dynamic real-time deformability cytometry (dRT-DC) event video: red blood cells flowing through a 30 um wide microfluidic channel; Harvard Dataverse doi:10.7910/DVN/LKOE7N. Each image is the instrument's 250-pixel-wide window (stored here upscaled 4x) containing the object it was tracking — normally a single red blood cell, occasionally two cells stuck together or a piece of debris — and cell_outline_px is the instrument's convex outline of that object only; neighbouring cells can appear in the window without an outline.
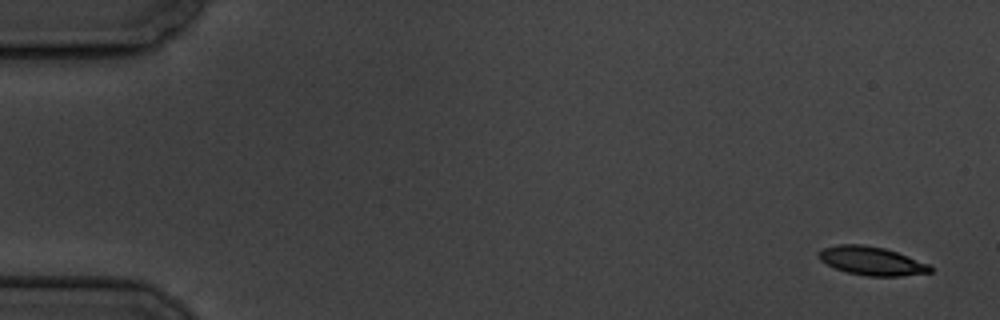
{"species": "common noctule bat (a hibernating species)", "species_latin": "Nyctalus noctula", "temperature_condition": "cold", "stored_images_in_passage": 5, "camera_frame_rate_fps": 3000, "um_per_image_px": 0.085, "animal": {"sex": "male", "body_mass_g": 19.5, "forearm_length_mm": 54.6}, "frame": {"image": 1, "passage_image": 1, "time_ms": 0.0, "image_size_px": [1000, 320], "cell_outline_px": [[932, 272], [900, 276], [868, 276], [848, 272], [836, 268], [820, 260], [816, 256], [816, 252], [824, 248], [836, 244], [860, 244], [884, 248], [896, 252], [928, 264], [932, 268]], "centroid_in_image_um": [74.04, 22.17], "position_along_channel_um": 11.0, "area_um2": 18.38}}
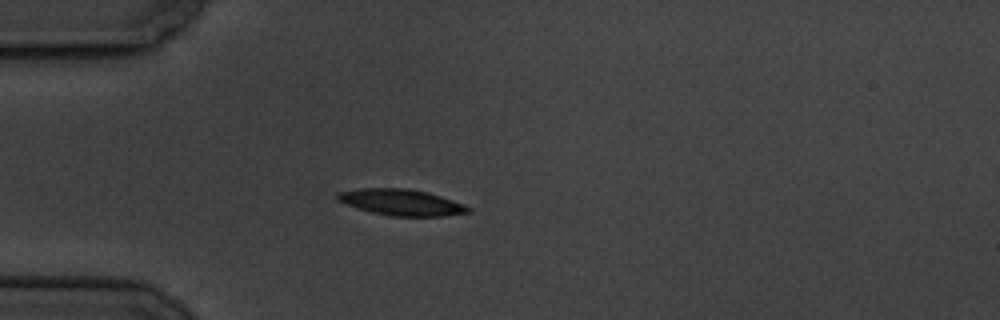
{"frame": {"image": 2, "passage_image": 5, "time_ms": 4.667, "image_size_px": [1000, 320], "cell_outline_px": [[472, 212], [444, 216], [392, 216], [372, 212], [356, 208], [336, 200], [336, 192], [360, 188], [404, 188], [424, 192], [440, 196], [464, 204], [472, 208]], "centroid_in_image_um": [34.09, 17.2], "position_along_channel_um": 50.9, "area_um2": 19.94}}